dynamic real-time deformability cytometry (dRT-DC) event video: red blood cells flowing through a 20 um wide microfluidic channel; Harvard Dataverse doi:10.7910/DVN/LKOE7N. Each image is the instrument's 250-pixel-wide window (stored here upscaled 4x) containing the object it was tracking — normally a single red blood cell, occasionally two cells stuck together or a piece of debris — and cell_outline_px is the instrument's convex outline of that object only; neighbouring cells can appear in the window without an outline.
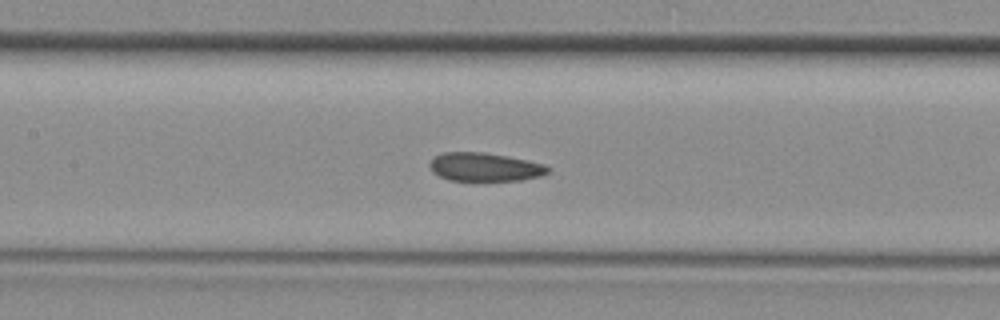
{"species": "common noctule bat (a hibernating species)", "species_latin": "Nyctalus noctula", "temperature_condition": "room temperature", "stored_images_in_passage": 41, "camera_frame_rate_fps": 3000, "um_per_image_px": 0.085, "animal": {"sex": "female", "body_mass_g": 29.2, "forearm_length_mm": 56.3}, "frame": {"image": 1, "passage_image": 18, "time_ms": 5.667, "image_size_px": [1000, 320], "cell_outline_px": [[552, 168], [548, 172], [540, 176], [520, 180], [448, 180], [432, 172], [428, 164], [432, 156], [444, 152], [484, 152], [508, 156], [528, 160], [544, 164]], "centroid_in_image_um": [41.18, 14.18], "position_along_channel_um": 166.2, "area_um2": 19.77}}